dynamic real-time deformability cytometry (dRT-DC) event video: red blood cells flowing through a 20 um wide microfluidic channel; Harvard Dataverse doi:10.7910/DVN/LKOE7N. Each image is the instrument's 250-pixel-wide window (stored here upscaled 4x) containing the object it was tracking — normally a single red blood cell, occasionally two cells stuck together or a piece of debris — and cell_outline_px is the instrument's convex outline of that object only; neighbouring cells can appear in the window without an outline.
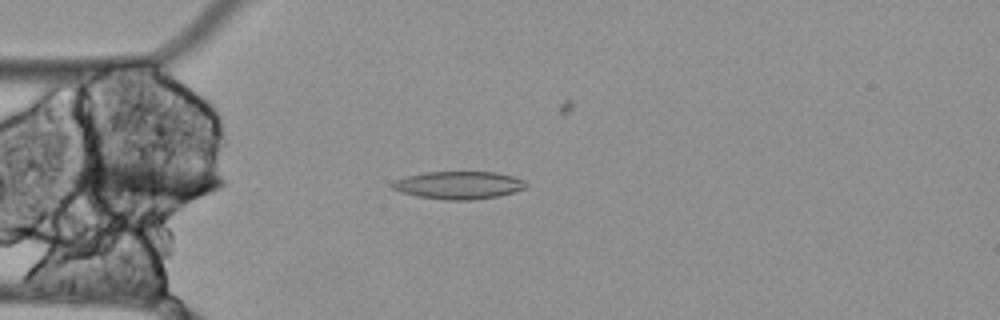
{"species": "Egyptian fruit bat (a non-hibernating species)", "species_latin": "Rousettus aegyptiacus", "temperature_condition": "cold", "stored_images_in_passage": 33, "segment_of_instrument_passage": [1, 2], "camera_frame_rate_fps": 3000, "um_per_image_px": 0.085, "animal": {"sex": "female"}, "frame": {"image": 1, "passage_image": 2, "time_ms": 0.333, "image_size_px": [1000, 320], "cell_outline_px": [[528, 184], [524, 188], [512, 192], [496, 196], [472, 200], [444, 200], [416, 196], [400, 192], [392, 188], [392, 180], [404, 176], [424, 172], [496, 172], [512, 176], [524, 180]], "centroid_in_image_um": [38.93, 15.73], "position_along_channel_um": 46.1, "area_um2": 21.68}}